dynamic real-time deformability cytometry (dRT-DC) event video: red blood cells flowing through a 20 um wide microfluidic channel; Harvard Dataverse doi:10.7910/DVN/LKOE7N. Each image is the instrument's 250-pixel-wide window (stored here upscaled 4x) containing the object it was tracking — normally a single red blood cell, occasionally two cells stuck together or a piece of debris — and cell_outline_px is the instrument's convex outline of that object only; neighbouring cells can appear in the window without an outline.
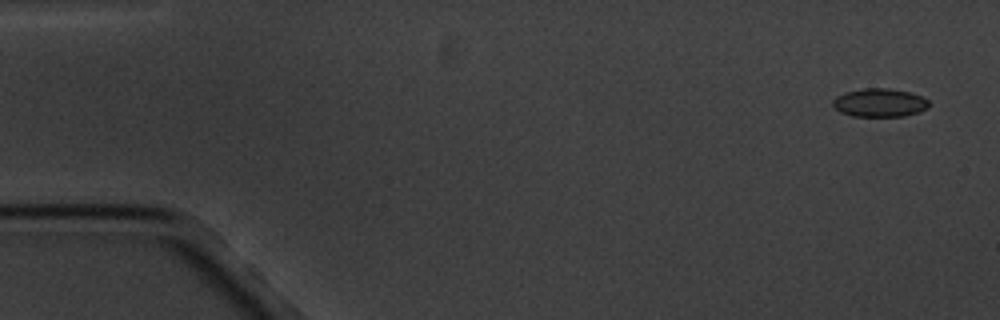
{"species": "common noctule bat (a hibernating species)", "species_latin": "Nyctalus noctula", "temperature_condition": "cold", "stored_images_in_passage": 5, "camera_frame_rate_fps": 3000, "um_per_image_px": 0.085, "animal": {"sex": "male", "body_mass_g": 20.1, "forearm_length_mm": 53.5}, "frame": {"image": 1, "passage_image": 1, "time_ms": 0.0, "image_size_px": [1000, 320], "cell_outline_px": [[928, 108], [904, 116], [852, 116], [840, 112], [832, 104], [832, 100], [836, 96], [844, 92], [864, 88], [888, 88], [908, 92], [920, 96], [928, 100]], "centroid_in_image_um": [74.72, 8.72], "position_along_channel_um": 10.3, "area_um2": 15.78}}
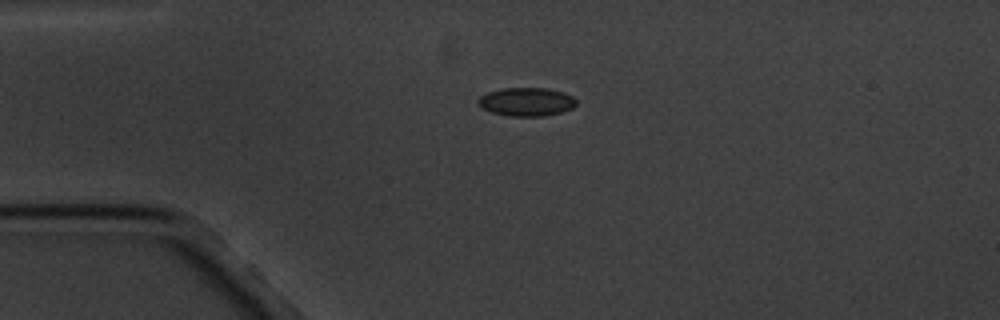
{"frame": {"image": 2, "passage_image": 4, "time_ms": 3.667, "image_size_px": [1000, 320], "cell_outline_px": [[576, 104], [572, 108], [560, 112], [544, 116], [512, 116], [492, 112], [480, 108], [476, 100], [480, 96], [488, 92], [504, 88], [548, 88], [564, 92], [572, 96], [576, 100]], "centroid_in_image_um": [44.73, 8.65], "position_along_channel_um": 40.3, "area_um2": 16.3}}